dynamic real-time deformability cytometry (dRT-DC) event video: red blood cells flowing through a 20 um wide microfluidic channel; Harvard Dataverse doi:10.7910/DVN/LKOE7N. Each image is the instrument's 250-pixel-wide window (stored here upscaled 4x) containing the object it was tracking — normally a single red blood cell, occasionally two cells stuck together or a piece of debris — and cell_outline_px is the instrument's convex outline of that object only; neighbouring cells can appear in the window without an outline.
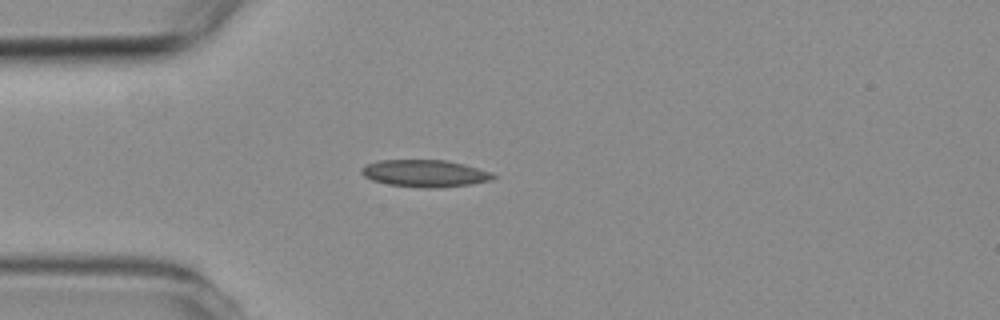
{"species": "common noctule bat (a hibernating species)", "species_latin": "Nyctalus noctula", "temperature_condition": "room temperature", "stored_images_in_passage": 1, "camera_frame_rate_fps": 3000, "um_per_image_px": 0.085, "animal": {"sex": "female", "body_mass_g": 19.3, "forearm_length_mm": 54.1}, "frame": {"image": 1, "passage_image": 1, "time_ms": 0.0, "image_size_px": [1000, 320], "cell_outline_px": [[496, 176], [492, 180], [472, 184], [436, 188], [424, 188], [388, 184], [372, 180], [364, 176], [360, 172], [360, 168], [364, 164], [376, 160], [448, 160], [464, 164], [492, 172]], "centroid_in_image_um": [36.1, 14.73], "position_along_channel_um": 48.9, "area_um2": 21.04}}